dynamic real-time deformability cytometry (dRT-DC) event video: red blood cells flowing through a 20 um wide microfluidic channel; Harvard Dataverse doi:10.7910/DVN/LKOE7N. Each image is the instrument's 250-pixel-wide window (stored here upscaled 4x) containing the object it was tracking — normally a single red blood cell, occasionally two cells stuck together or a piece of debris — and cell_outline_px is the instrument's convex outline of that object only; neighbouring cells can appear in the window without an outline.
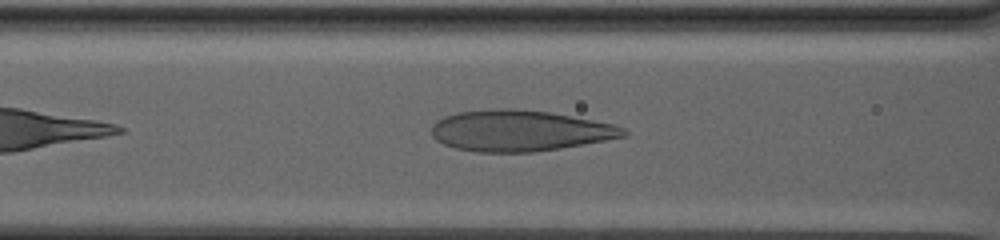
{"species": "human", "species_latin": "Homo sapiens", "temperature_condition": "warm", "stored_images_in_passage": 55, "camera_frame_rate_fps": 3000, "um_per_image_px": 0.085, "donor": {"sex": "male"}, "frame": {"image": 1, "passage_image": 10, "time_ms": 3.0, "image_size_px": [1000, 240], "cell_outline_px": [[628, 132], [624, 136], [604, 140], [560, 148], [532, 152], [476, 152], [456, 148], [444, 144], [436, 140], [432, 136], [432, 124], [436, 120], [444, 116], [456, 112], [492, 108], [516, 108], [548, 112], [592, 120], [612, 124], [624, 128]], "centroid_in_image_um": [44.1, 11.1], "position_along_channel_um": 122.5, "area_um2": 45.78}}
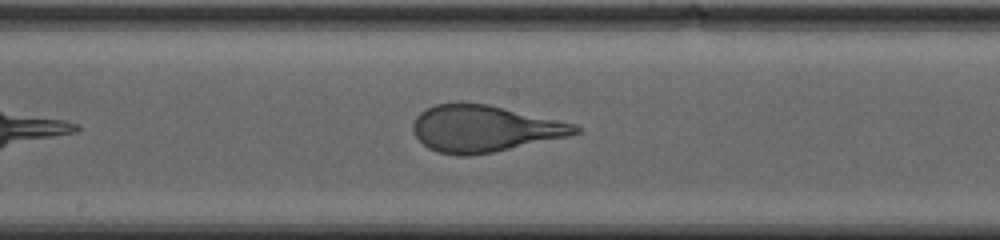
{"frame": {"image": 2, "passage_image": 20, "time_ms": 6.333, "image_size_px": [1000, 240], "cell_outline_px": [[580, 132], [568, 136], [492, 152], [468, 156], [460, 156], [436, 152], [428, 148], [416, 136], [412, 128], [412, 124], [416, 116], [420, 112], [436, 104], [488, 104], [576, 124], [580, 128]], "centroid_in_image_um": [41.15, 10.94], "position_along_channel_um": 207.1, "area_um2": 43.47}}
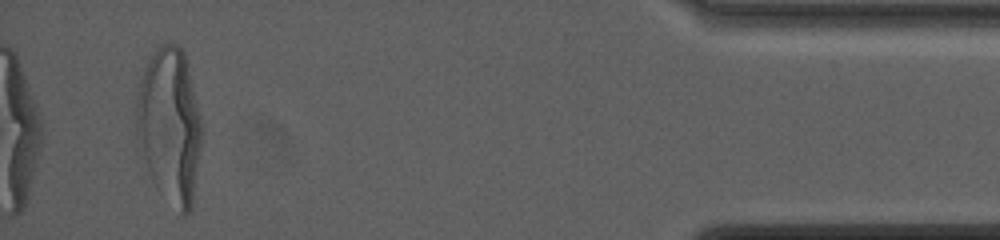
{"frame": {"image": 3, "passage_image": 52, "time_ms": 17.0, "image_size_px": [1000, 240], "cell_outline_px": [[200, 148], [192, 208], [184, 216], [180, 212], [152, 176], [148, 168], [136, 136], [136, 92], [148, 60], [156, 48], [160, 44], [176, 44], [184, 52], [200, 116]], "centroid_in_image_um": [14.41, 10.58], "position_along_channel_um": 420.8, "area_um2": 57.51}, "authors_computed_cell_mechanics": {"area_um2": 45.7776, "velocity_mm_per_s": 2.537, "shape_relaxation_time_tau1_ms": 7.1968, "shape_relaxation_time_tau2_ms": null, "deformation_change_tau1": 0.2479, "deformation_change_tau2": null}}